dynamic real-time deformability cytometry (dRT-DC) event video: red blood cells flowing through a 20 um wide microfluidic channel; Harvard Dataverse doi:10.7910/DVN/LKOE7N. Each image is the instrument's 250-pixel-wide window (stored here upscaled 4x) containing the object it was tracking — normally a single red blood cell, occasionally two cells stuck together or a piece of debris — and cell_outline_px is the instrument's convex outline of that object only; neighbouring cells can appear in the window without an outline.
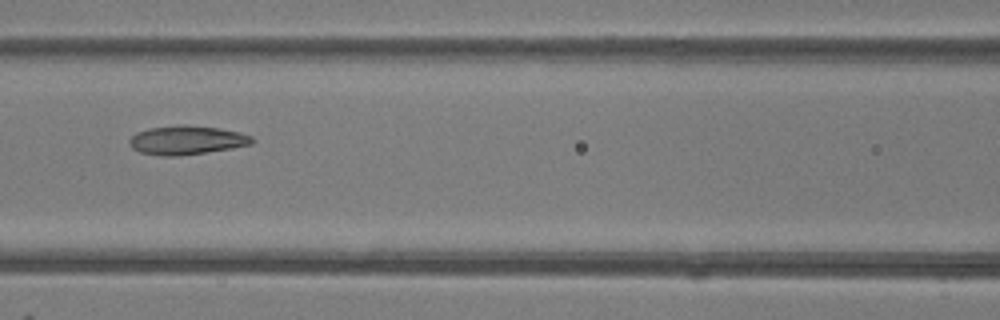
{"species": "common noctule bat (a hibernating species)", "species_latin": "Nyctalus noctula", "temperature_condition": "room temperature", "stored_images_in_passage": 3, "camera_frame_rate_fps": 3000, "um_per_image_px": 0.085, "animal": {"sex": "female"}, "frame": {"image": 1, "passage_image": 3, "time_ms": 2.0, "image_size_px": [1000, 320], "cell_outline_px": [[256, 140], [252, 144], [232, 148], [176, 156], [160, 156], [140, 152], [132, 148], [128, 144], [128, 140], [136, 132], [148, 128], [176, 124], [184, 124], [220, 128], [240, 132], [252, 136]], "centroid_in_image_um": [15.86, 11.89], "position_along_channel_um": 150.7, "area_um2": 20.92}}